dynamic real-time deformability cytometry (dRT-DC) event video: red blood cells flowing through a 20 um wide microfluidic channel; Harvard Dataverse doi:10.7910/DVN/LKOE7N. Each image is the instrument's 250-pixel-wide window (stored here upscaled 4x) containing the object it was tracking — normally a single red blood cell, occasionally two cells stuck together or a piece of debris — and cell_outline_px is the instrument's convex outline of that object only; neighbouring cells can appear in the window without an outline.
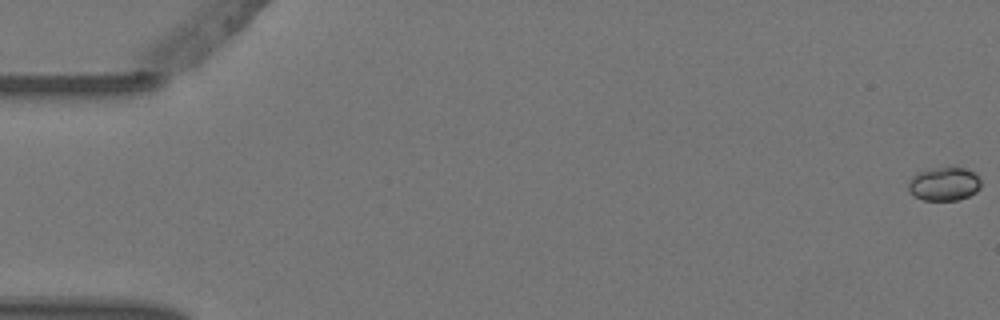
{"species": "Egyptian fruit bat (a non-hibernating species)", "species_latin": "Rousettus aegyptiacus", "temperature_condition": "warm", "stored_images_in_passage": 9, "camera_frame_rate_fps": 3000, "um_per_image_px": 0.085, "animal": {"sex": "female"}, "frame": {"image": 1, "passage_image": 1, "time_ms": 0.0, "image_size_px": [1000, 320], "cell_outline_px": [[980, 188], [976, 192], [968, 196], [956, 200], [924, 200], [908, 192], [908, 184], [920, 172], [948, 164], [964, 168], [972, 172], [980, 180]], "centroid_in_image_um": [80.28, 15.61], "position_along_channel_um": 4.7, "area_um2": 14.16}}
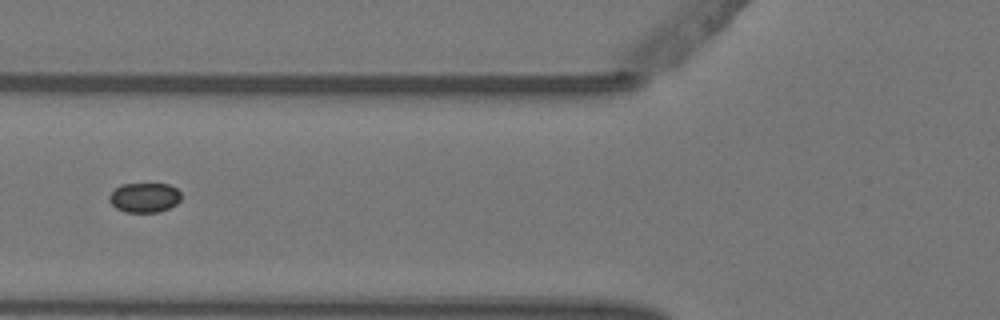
{"frame": {"image": 2, "passage_image": 6, "time_ms": 1.667, "image_size_px": [1000, 320], "cell_outline_px": [[180, 200], [176, 204], [160, 212], [124, 212], [116, 208], [108, 200], [108, 196], [120, 184], [168, 184], [176, 188], [180, 192]], "centroid_in_image_um": [12.26, 16.79], "position_along_channel_um": 113.5, "area_um2": 12.43}}
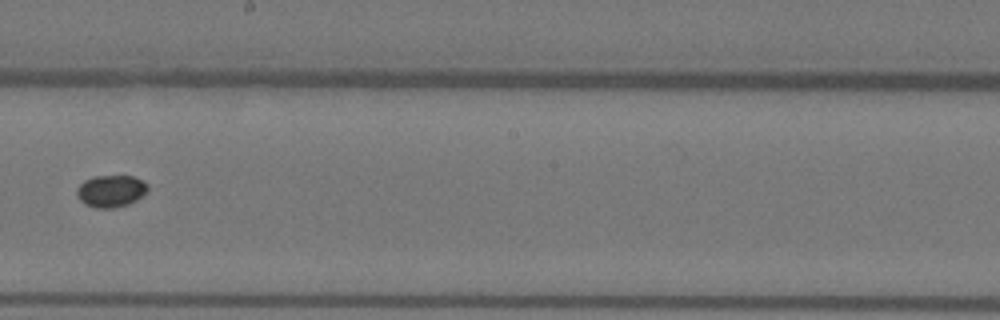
{"frame": {"image": 3, "passage_image": 9, "time_ms": 2.667, "image_size_px": [1000, 320], "cell_outline_px": [[148, 188], [136, 200], [128, 204], [116, 208], [96, 208], [84, 204], [80, 200], [76, 192], [76, 188], [84, 180], [96, 176], [132, 176], [148, 184]], "centroid_in_image_um": [9.39, 16.25], "position_along_channel_um": 238.8, "area_um2": 13.12}}